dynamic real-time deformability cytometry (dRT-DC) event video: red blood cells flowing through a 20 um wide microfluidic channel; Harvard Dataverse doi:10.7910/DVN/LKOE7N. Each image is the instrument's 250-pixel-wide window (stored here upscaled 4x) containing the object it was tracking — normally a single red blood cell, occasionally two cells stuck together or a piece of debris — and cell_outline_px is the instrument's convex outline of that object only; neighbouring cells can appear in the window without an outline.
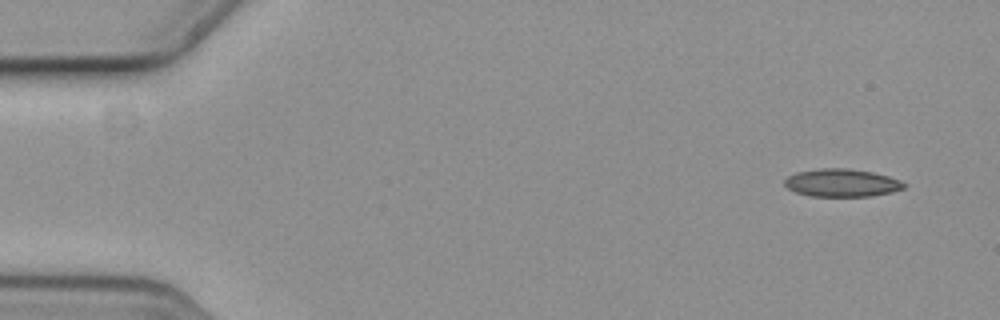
{"species": "common noctule bat (a hibernating species)", "species_latin": "Nyctalus noctula", "temperature_condition": "cold", "stored_images_in_passage": 4, "camera_frame_rate_fps": 3000, "um_per_image_px": 0.085, "animal": {"sex": "female", "body_mass_g": 19.3, "forearm_length_mm": 54.1}, "frame": {"image": 1, "passage_image": 1, "time_ms": 0.0, "image_size_px": [1000, 320], "cell_outline_px": [[904, 188], [892, 192], [868, 196], [808, 196], [796, 192], [788, 188], [784, 184], [784, 180], [788, 176], [796, 172], [820, 168], [848, 168], [872, 172], [888, 176], [900, 180], [904, 184]], "centroid_in_image_um": [71.52, 15.53], "position_along_channel_um": 13.5, "area_um2": 19.31}}
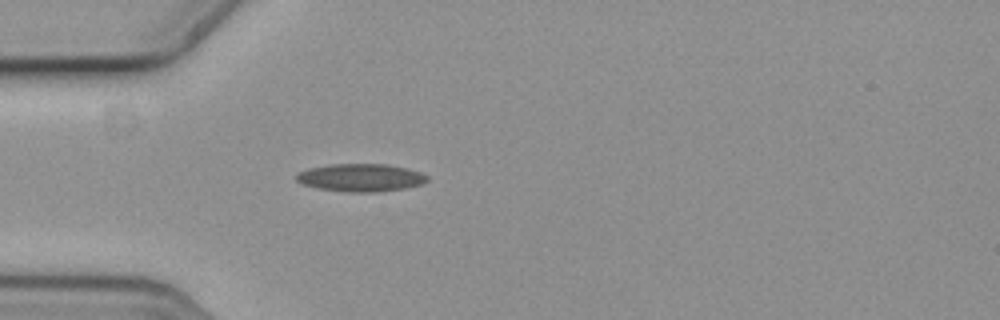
{"frame": {"image": 2, "passage_image": 4, "time_ms": 1.0, "image_size_px": [1000, 320], "cell_outline_px": [[428, 180], [420, 184], [404, 188], [376, 192], [348, 192], [320, 188], [304, 184], [296, 180], [296, 176], [300, 172], [308, 168], [328, 164], [388, 164], [408, 168], [420, 172], [428, 176]], "centroid_in_image_um": [30.68, 15.08], "position_along_channel_um": 54.3, "area_um2": 21.04}}